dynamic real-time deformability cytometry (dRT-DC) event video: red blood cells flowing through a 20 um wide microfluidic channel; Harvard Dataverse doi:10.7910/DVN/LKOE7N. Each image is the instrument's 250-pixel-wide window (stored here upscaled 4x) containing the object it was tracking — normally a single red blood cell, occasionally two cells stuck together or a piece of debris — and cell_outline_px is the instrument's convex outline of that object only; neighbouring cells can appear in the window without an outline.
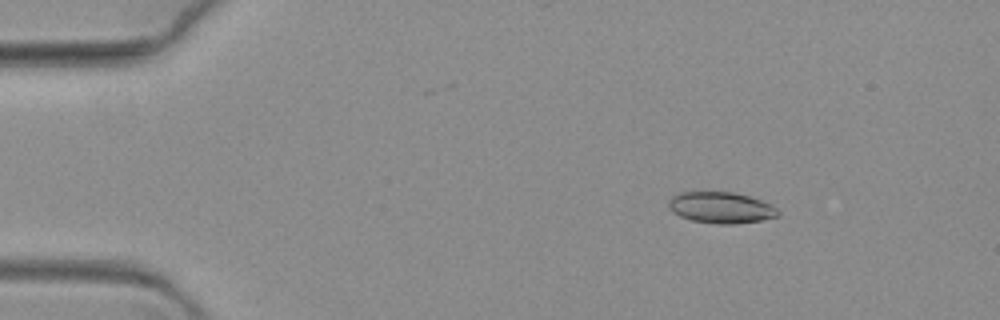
{"species": "common noctule bat (a hibernating species)", "species_latin": "Nyctalus noctula", "temperature_condition": "warm", "stored_images_in_passage": 58, "camera_frame_rate_fps": 3000, "um_per_image_px": 0.085, "animal": {"sex": "female", "body_mass_g": 19.3, "forearm_length_mm": 54.1}, "frame": {"image": 1, "passage_image": 1, "time_ms": 0.0, "image_size_px": [1000, 320], "cell_outline_px": [[780, 216], [760, 220], [736, 224], [716, 224], [692, 220], [680, 216], [672, 212], [668, 208], [668, 200], [672, 196], [680, 192], [732, 192], [748, 196], [772, 204], [780, 212]], "centroid_in_image_um": [61.27, 17.65], "position_along_channel_um": 23.7, "area_um2": 20.0}}
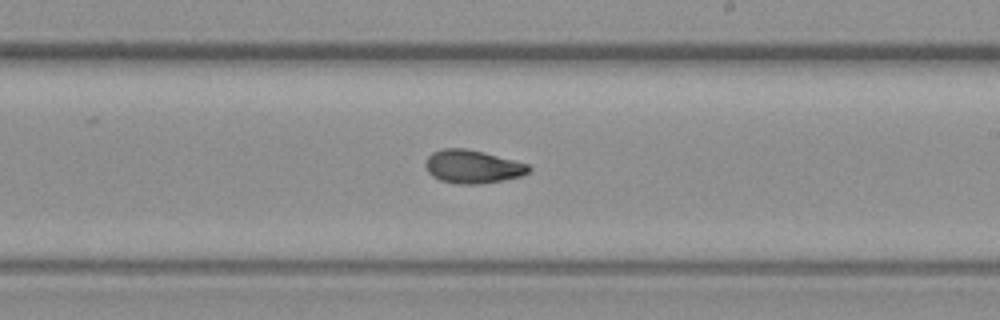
{"frame": {"image": 2, "passage_image": 31, "time_ms": 10.0, "image_size_px": [1000, 320], "cell_outline_px": [[532, 168], [528, 172], [520, 176], [504, 180], [480, 184], [456, 184], [440, 180], [432, 176], [428, 172], [424, 164], [428, 156], [432, 152], [444, 148], [464, 148], [484, 152], [528, 164]], "centroid_in_image_um": [40.15, 14.17], "position_along_channel_um": 248.9, "area_um2": 20.06}}
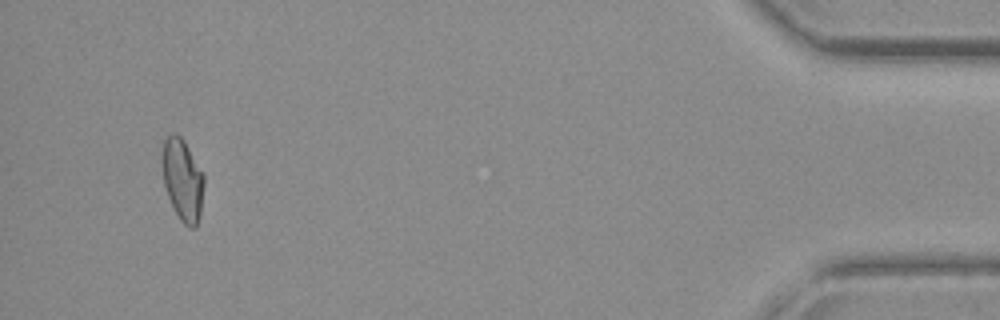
{"frame": {"image": 3, "passage_image": 55, "time_ms": 18.0, "image_size_px": [1000, 320], "cell_outline_px": [[204, 184], [200, 216], [196, 228], [188, 228], [180, 220], [168, 196], [164, 184], [160, 156], [160, 152], [164, 140], [172, 132], [176, 132], [184, 140], [204, 176]], "centroid_in_image_um": [15.5, 15.26], "position_along_channel_um": 419.7, "area_um2": 20.17}}